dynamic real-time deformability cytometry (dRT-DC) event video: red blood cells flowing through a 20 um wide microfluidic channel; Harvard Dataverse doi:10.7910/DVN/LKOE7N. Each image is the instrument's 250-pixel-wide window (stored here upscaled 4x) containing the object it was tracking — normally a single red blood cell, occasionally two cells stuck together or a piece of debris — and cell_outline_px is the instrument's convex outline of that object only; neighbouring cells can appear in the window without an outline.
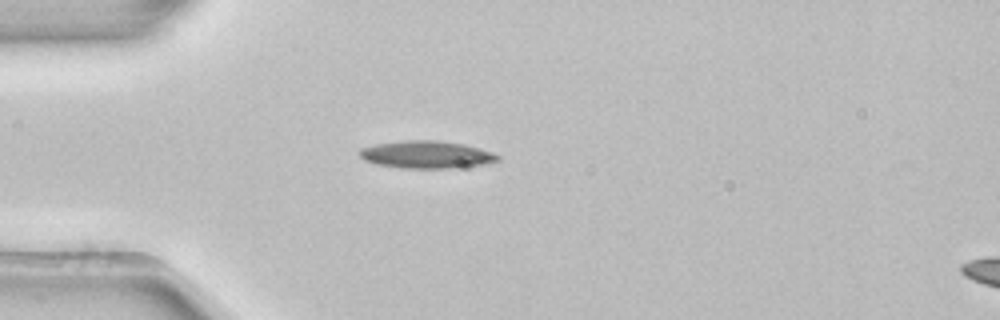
{"species": "common noctule bat (a hibernating species)", "species_latin": "Nyctalus noctula", "temperature_condition": "room temperature", "stored_images_in_passage": 2, "camera_frame_rate_fps": 3000, "um_per_image_px": 0.085, "animal": {"sex": "female", "body_mass_g": 22.7, "forearm_length_mm": 54.2}, "frame": {"image": 1, "passage_image": 2, "time_ms": 0.333, "image_size_px": [1000, 320], "cell_outline_px": [[500, 160], [480, 164], [456, 168], [400, 168], [376, 164], [364, 160], [356, 152], [360, 148], [376, 144], [404, 140], [436, 140], [464, 144], [492, 152], [500, 156]], "centroid_in_image_um": [36.2, 13.14], "position_along_channel_um": 48.8, "area_um2": 22.14}}